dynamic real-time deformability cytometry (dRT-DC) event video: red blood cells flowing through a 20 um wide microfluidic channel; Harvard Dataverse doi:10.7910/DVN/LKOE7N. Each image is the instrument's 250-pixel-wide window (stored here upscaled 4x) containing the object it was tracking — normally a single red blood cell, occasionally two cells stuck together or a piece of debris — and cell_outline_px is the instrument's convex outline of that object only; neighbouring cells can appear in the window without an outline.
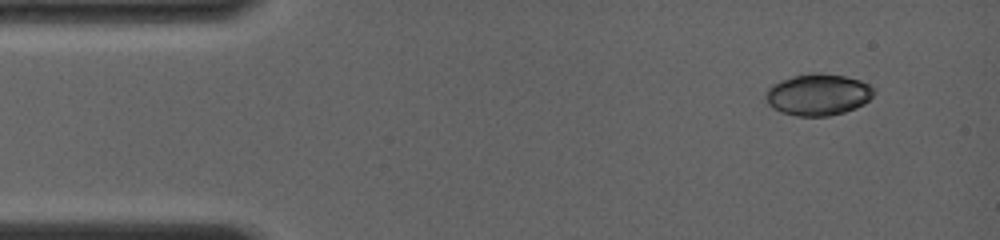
{"species": "common noctule bat (a hibernating species)", "species_latin": "Nyctalus noctula", "temperature_condition": "room temperature", "stored_images_in_passage": 5, "camera_frame_rate_fps": 4000, "um_per_image_px": 0.085, "animal": {"sex": "female", "body_mass_g": 19.0, "forearm_length_mm": 56.7}, "frame": {"image": 1, "passage_image": 1, "time_ms": 0.0, "image_size_px": [1000, 240], "cell_outline_px": [[876, 92], [864, 104], [856, 108], [844, 112], [828, 116], [796, 116], [780, 112], [772, 108], [768, 104], [764, 96], [768, 88], [772, 84], [780, 80], [812, 72], [820, 72], [844, 76], [860, 80], [876, 88]], "centroid_in_image_um": [69.53, 8.04], "position_along_channel_um": 15.5, "area_um2": 26.47}}